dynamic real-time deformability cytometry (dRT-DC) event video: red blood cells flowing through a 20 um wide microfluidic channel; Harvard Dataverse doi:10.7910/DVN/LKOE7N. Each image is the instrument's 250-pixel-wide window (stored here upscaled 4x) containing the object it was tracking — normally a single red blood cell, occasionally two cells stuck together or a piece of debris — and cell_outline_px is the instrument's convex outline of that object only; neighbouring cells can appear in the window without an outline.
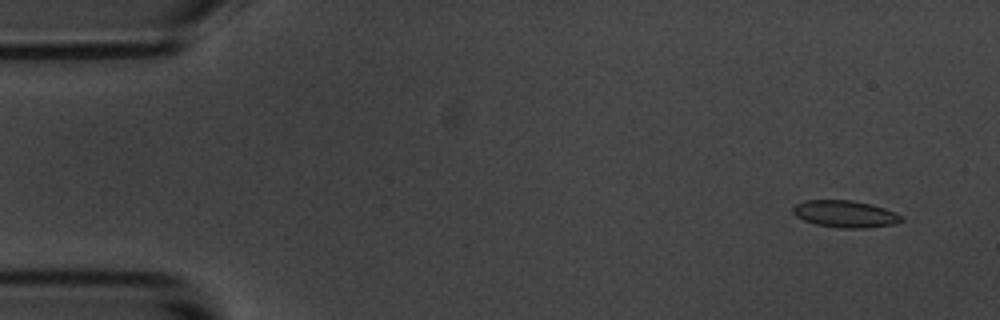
{"species": "common noctule bat (a hibernating species)", "species_latin": "Nyctalus noctula", "temperature_condition": "room temperature", "stored_images_in_passage": 5, "camera_frame_rate_fps": 3000, "um_per_image_px": 0.085, "animal": {"sex": "male", "body_mass_g": 20.1, "forearm_length_mm": 53.5}, "frame": {"image": 1, "passage_image": 1, "time_ms": 0.0, "image_size_px": [1000, 320], "cell_outline_px": [[904, 220], [892, 224], [864, 228], [840, 228], [816, 224], [804, 220], [796, 216], [792, 212], [792, 208], [796, 204], [804, 200], [852, 200], [872, 204], [896, 212]], "centroid_in_image_um": [71.81, 18.17], "position_along_channel_um": 13.2, "area_um2": 16.99}}
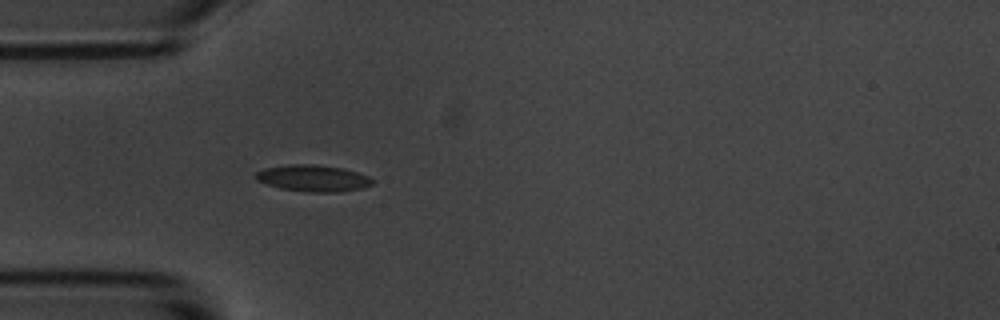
{"frame": {"image": 2, "passage_image": 5, "time_ms": 4.333, "image_size_px": [1000, 320], "cell_outline_px": [[372, 184], [360, 188], [340, 192], [304, 192], [280, 188], [256, 180], [252, 176], [256, 172], [264, 168], [288, 164], [312, 164], [344, 168], [368, 176], [372, 180]], "centroid_in_image_um": [26.55, 15.14], "position_along_channel_um": 58.4, "area_um2": 18.09}}